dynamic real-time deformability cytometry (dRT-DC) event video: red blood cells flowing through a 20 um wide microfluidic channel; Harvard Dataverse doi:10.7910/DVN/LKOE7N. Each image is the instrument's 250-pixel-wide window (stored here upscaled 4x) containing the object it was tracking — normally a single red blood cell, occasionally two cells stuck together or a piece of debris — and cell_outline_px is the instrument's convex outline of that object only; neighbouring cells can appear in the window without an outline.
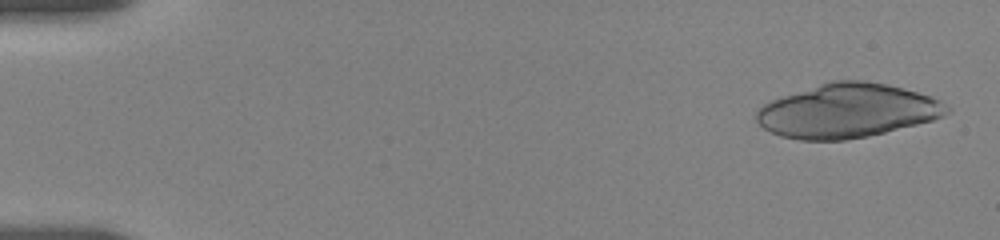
{"species": "human", "species_latin": "Homo sapiens", "temperature_condition": "room temperature", "stored_images_in_passage": 8, "camera_frame_rate_fps": 3000, "um_per_image_px": 0.085, "donor": {"sex": "female"}, "frame": {"image": 1, "passage_image": 1, "time_ms": 0.0, "image_size_px": [1000, 240], "cell_outline_px": [[952, 108], [944, 116], [932, 120], [868, 136], [844, 140], [800, 140], [780, 136], [764, 128], [756, 120], [756, 108], [780, 96], [828, 80], [864, 80], [888, 84], [904, 88], [932, 96], [940, 100]], "centroid_in_image_um": [72.01, 9.4], "position_along_channel_um": 13.0, "area_um2": 60.23}}